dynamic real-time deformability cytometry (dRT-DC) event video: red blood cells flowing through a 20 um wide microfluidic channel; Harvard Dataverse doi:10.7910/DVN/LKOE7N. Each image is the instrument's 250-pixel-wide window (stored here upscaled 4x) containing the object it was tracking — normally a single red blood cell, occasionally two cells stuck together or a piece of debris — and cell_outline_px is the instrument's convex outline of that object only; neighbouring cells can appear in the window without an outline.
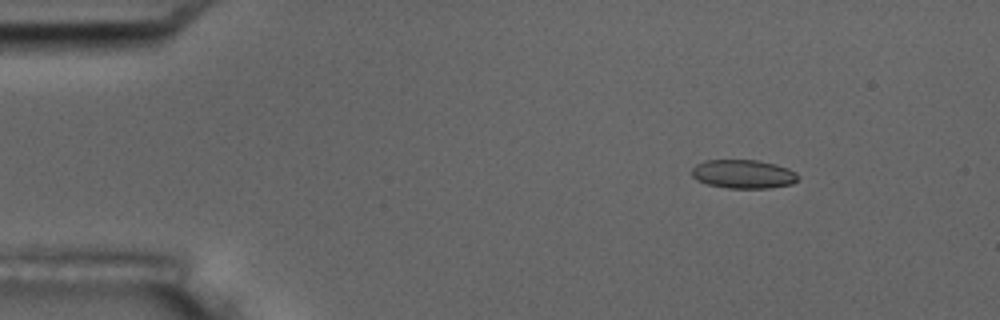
{"species": "common noctule bat (a hibernating species)", "species_latin": "Nyctalus noctula", "temperature_condition": "room temperature", "stored_images_in_passage": 9, "camera_frame_rate_fps": 3000, "um_per_image_px": 0.085, "animal": {"sex": "male", "body_mass_g": 17.5, "forearm_length_mm": 52.3}, "frame": {"image": 1, "passage_image": 2, "time_ms": 1.0, "image_size_px": [1000, 320], "cell_outline_px": [[800, 176], [792, 184], [768, 188], [728, 188], [708, 184], [696, 180], [692, 176], [692, 168], [696, 164], [704, 160], [756, 160], [776, 164], [788, 168], [796, 172]], "centroid_in_image_um": [63.18, 14.79], "position_along_channel_um": 21.8, "area_um2": 17.86}}
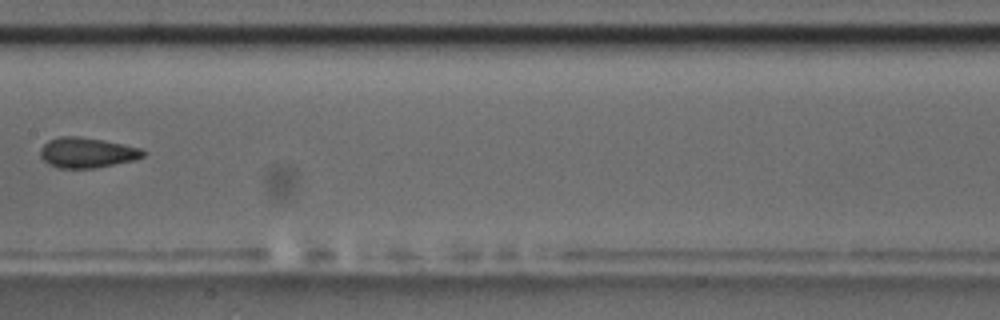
{"frame": {"image": 2, "passage_image": 8, "time_ms": 8.0, "image_size_px": [1000, 320], "cell_outline_px": [[148, 152], [144, 156], [136, 160], [92, 168], [56, 168], [48, 164], [40, 156], [40, 148], [48, 140], [60, 136], [80, 136], [140, 148]], "centroid_in_image_um": [7.37, 12.98], "position_along_channel_um": 200.0, "area_um2": 18.09}}
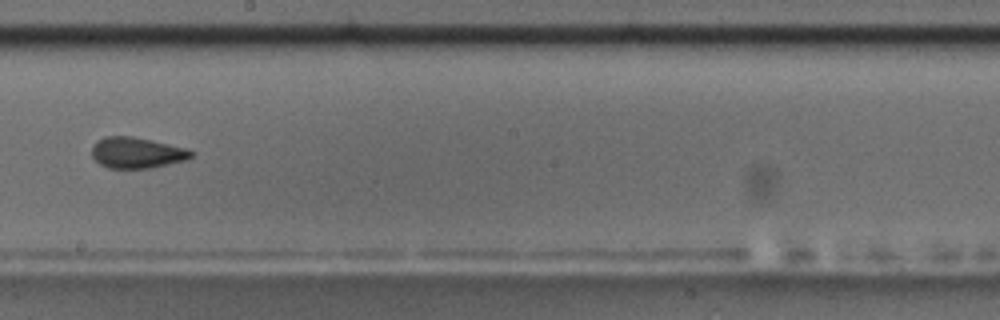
{"frame": {"image": 3, "passage_image": 9, "time_ms": 9.0, "image_size_px": [1000, 320], "cell_outline_px": [[196, 152], [192, 156], [184, 160], [152, 168], [108, 168], [100, 164], [92, 156], [92, 144], [96, 140], [104, 136], [132, 136], [188, 148]], "centroid_in_image_um": [11.62, 12.97], "position_along_channel_um": 236.6, "area_um2": 18.03}}